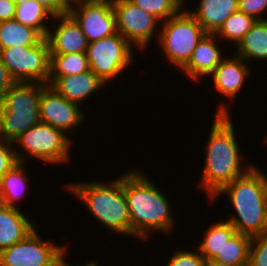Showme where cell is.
Returning a JSON list of instances; mask_svg holds the SVG:
<instances>
[{
  "mask_svg": "<svg viewBox=\"0 0 267 266\" xmlns=\"http://www.w3.org/2000/svg\"><path fill=\"white\" fill-rule=\"evenodd\" d=\"M161 31L159 39L166 57L180 68L188 63L193 50L207 34L191 11L167 19Z\"/></svg>",
  "mask_w": 267,
  "mask_h": 266,
  "instance_id": "obj_6",
  "label": "cell"
},
{
  "mask_svg": "<svg viewBox=\"0 0 267 266\" xmlns=\"http://www.w3.org/2000/svg\"><path fill=\"white\" fill-rule=\"evenodd\" d=\"M88 70L86 53L50 54L49 77L71 76Z\"/></svg>",
  "mask_w": 267,
  "mask_h": 266,
  "instance_id": "obj_26",
  "label": "cell"
},
{
  "mask_svg": "<svg viewBox=\"0 0 267 266\" xmlns=\"http://www.w3.org/2000/svg\"><path fill=\"white\" fill-rule=\"evenodd\" d=\"M235 232L236 229L229 221L212 225L204 234L205 239L199 247L205 261L213 260Z\"/></svg>",
  "mask_w": 267,
  "mask_h": 266,
  "instance_id": "obj_25",
  "label": "cell"
},
{
  "mask_svg": "<svg viewBox=\"0 0 267 266\" xmlns=\"http://www.w3.org/2000/svg\"><path fill=\"white\" fill-rule=\"evenodd\" d=\"M266 8L267 0H238V10L256 20H262L259 14L264 12Z\"/></svg>",
  "mask_w": 267,
  "mask_h": 266,
  "instance_id": "obj_32",
  "label": "cell"
},
{
  "mask_svg": "<svg viewBox=\"0 0 267 266\" xmlns=\"http://www.w3.org/2000/svg\"><path fill=\"white\" fill-rule=\"evenodd\" d=\"M90 70L104 83L116 77L132 61L131 44L118 32L88 44Z\"/></svg>",
  "mask_w": 267,
  "mask_h": 266,
  "instance_id": "obj_8",
  "label": "cell"
},
{
  "mask_svg": "<svg viewBox=\"0 0 267 266\" xmlns=\"http://www.w3.org/2000/svg\"><path fill=\"white\" fill-rule=\"evenodd\" d=\"M46 17H54L36 0H20L16 4L14 19L30 28L35 29L43 38L47 36L49 28L42 22Z\"/></svg>",
  "mask_w": 267,
  "mask_h": 266,
  "instance_id": "obj_22",
  "label": "cell"
},
{
  "mask_svg": "<svg viewBox=\"0 0 267 266\" xmlns=\"http://www.w3.org/2000/svg\"><path fill=\"white\" fill-rule=\"evenodd\" d=\"M221 193H228L238 214L226 219L237 232L251 237L267 232V175L254 166L221 188L211 201Z\"/></svg>",
  "mask_w": 267,
  "mask_h": 266,
  "instance_id": "obj_2",
  "label": "cell"
},
{
  "mask_svg": "<svg viewBox=\"0 0 267 266\" xmlns=\"http://www.w3.org/2000/svg\"><path fill=\"white\" fill-rule=\"evenodd\" d=\"M248 266H267V232L252 237Z\"/></svg>",
  "mask_w": 267,
  "mask_h": 266,
  "instance_id": "obj_29",
  "label": "cell"
},
{
  "mask_svg": "<svg viewBox=\"0 0 267 266\" xmlns=\"http://www.w3.org/2000/svg\"><path fill=\"white\" fill-rule=\"evenodd\" d=\"M61 266H69V265L67 264V262L65 263V260L63 259ZM83 266H97V264L94 262H89L88 264H85Z\"/></svg>",
  "mask_w": 267,
  "mask_h": 266,
  "instance_id": "obj_37",
  "label": "cell"
},
{
  "mask_svg": "<svg viewBox=\"0 0 267 266\" xmlns=\"http://www.w3.org/2000/svg\"><path fill=\"white\" fill-rule=\"evenodd\" d=\"M167 266H205V259L199 253L178 250Z\"/></svg>",
  "mask_w": 267,
  "mask_h": 266,
  "instance_id": "obj_31",
  "label": "cell"
},
{
  "mask_svg": "<svg viewBox=\"0 0 267 266\" xmlns=\"http://www.w3.org/2000/svg\"><path fill=\"white\" fill-rule=\"evenodd\" d=\"M45 7L53 16L66 14L69 3L66 0H36Z\"/></svg>",
  "mask_w": 267,
  "mask_h": 266,
  "instance_id": "obj_33",
  "label": "cell"
},
{
  "mask_svg": "<svg viewBox=\"0 0 267 266\" xmlns=\"http://www.w3.org/2000/svg\"><path fill=\"white\" fill-rule=\"evenodd\" d=\"M256 19L250 15H246L241 11L232 13L215 33L224 38L233 40L236 45L246 35V33L252 28Z\"/></svg>",
  "mask_w": 267,
  "mask_h": 266,
  "instance_id": "obj_27",
  "label": "cell"
},
{
  "mask_svg": "<svg viewBox=\"0 0 267 266\" xmlns=\"http://www.w3.org/2000/svg\"><path fill=\"white\" fill-rule=\"evenodd\" d=\"M123 189L130 215V234L147 239L148 229L168 230L173 219L168 199L140 173L123 175Z\"/></svg>",
  "mask_w": 267,
  "mask_h": 266,
  "instance_id": "obj_3",
  "label": "cell"
},
{
  "mask_svg": "<svg viewBox=\"0 0 267 266\" xmlns=\"http://www.w3.org/2000/svg\"><path fill=\"white\" fill-rule=\"evenodd\" d=\"M73 3L81 5L80 11L69 3L68 12L79 23L88 43L117 32L116 16L111 2L75 0Z\"/></svg>",
  "mask_w": 267,
  "mask_h": 266,
  "instance_id": "obj_12",
  "label": "cell"
},
{
  "mask_svg": "<svg viewBox=\"0 0 267 266\" xmlns=\"http://www.w3.org/2000/svg\"><path fill=\"white\" fill-rule=\"evenodd\" d=\"M205 266H233V265H229V264L222 263L219 261L210 260V261H205Z\"/></svg>",
  "mask_w": 267,
  "mask_h": 266,
  "instance_id": "obj_36",
  "label": "cell"
},
{
  "mask_svg": "<svg viewBox=\"0 0 267 266\" xmlns=\"http://www.w3.org/2000/svg\"><path fill=\"white\" fill-rule=\"evenodd\" d=\"M104 82L91 70L62 77H49L48 85L67 100L80 103L104 86Z\"/></svg>",
  "mask_w": 267,
  "mask_h": 266,
  "instance_id": "obj_15",
  "label": "cell"
},
{
  "mask_svg": "<svg viewBox=\"0 0 267 266\" xmlns=\"http://www.w3.org/2000/svg\"><path fill=\"white\" fill-rule=\"evenodd\" d=\"M237 46V56L245 60L248 58L267 60V19L256 20Z\"/></svg>",
  "mask_w": 267,
  "mask_h": 266,
  "instance_id": "obj_20",
  "label": "cell"
},
{
  "mask_svg": "<svg viewBox=\"0 0 267 266\" xmlns=\"http://www.w3.org/2000/svg\"><path fill=\"white\" fill-rule=\"evenodd\" d=\"M34 230L19 208L0 204V251L23 241Z\"/></svg>",
  "mask_w": 267,
  "mask_h": 266,
  "instance_id": "obj_17",
  "label": "cell"
},
{
  "mask_svg": "<svg viewBox=\"0 0 267 266\" xmlns=\"http://www.w3.org/2000/svg\"><path fill=\"white\" fill-rule=\"evenodd\" d=\"M222 104L216 112L207 146L205 168L201 181L202 187L212 198L221 188L235 178L246 174L253 166L241 171L240 154L234 136L230 114Z\"/></svg>",
  "mask_w": 267,
  "mask_h": 266,
  "instance_id": "obj_1",
  "label": "cell"
},
{
  "mask_svg": "<svg viewBox=\"0 0 267 266\" xmlns=\"http://www.w3.org/2000/svg\"><path fill=\"white\" fill-rule=\"evenodd\" d=\"M0 58L15 83L48 84L50 52L46 38L33 46L1 49Z\"/></svg>",
  "mask_w": 267,
  "mask_h": 266,
  "instance_id": "obj_7",
  "label": "cell"
},
{
  "mask_svg": "<svg viewBox=\"0 0 267 266\" xmlns=\"http://www.w3.org/2000/svg\"><path fill=\"white\" fill-rule=\"evenodd\" d=\"M251 240V236L236 231L213 260L233 266H248Z\"/></svg>",
  "mask_w": 267,
  "mask_h": 266,
  "instance_id": "obj_23",
  "label": "cell"
},
{
  "mask_svg": "<svg viewBox=\"0 0 267 266\" xmlns=\"http://www.w3.org/2000/svg\"><path fill=\"white\" fill-rule=\"evenodd\" d=\"M136 6L160 19H169L180 12L183 0H130Z\"/></svg>",
  "mask_w": 267,
  "mask_h": 266,
  "instance_id": "obj_28",
  "label": "cell"
},
{
  "mask_svg": "<svg viewBox=\"0 0 267 266\" xmlns=\"http://www.w3.org/2000/svg\"><path fill=\"white\" fill-rule=\"evenodd\" d=\"M2 121H3V114H2V107L0 106V131L2 128Z\"/></svg>",
  "mask_w": 267,
  "mask_h": 266,
  "instance_id": "obj_38",
  "label": "cell"
},
{
  "mask_svg": "<svg viewBox=\"0 0 267 266\" xmlns=\"http://www.w3.org/2000/svg\"><path fill=\"white\" fill-rule=\"evenodd\" d=\"M40 120L63 132L76 126L83 119L77 103L67 100L52 87L41 90L39 101Z\"/></svg>",
  "mask_w": 267,
  "mask_h": 266,
  "instance_id": "obj_13",
  "label": "cell"
},
{
  "mask_svg": "<svg viewBox=\"0 0 267 266\" xmlns=\"http://www.w3.org/2000/svg\"><path fill=\"white\" fill-rule=\"evenodd\" d=\"M11 2H13L14 4H18V2L20 1V0H10Z\"/></svg>",
  "mask_w": 267,
  "mask_h": 266,
  "instance_id": "obj_40",
  "label": "cell"
},
{
  "mask_svg": "<svg viewBox=\"0 0 267 266\" xmlns=\"http://www.w3.org/2000/svg\"><path fill=\"white\" fill-rule=\"evenodd\" d=\"M61 19L55 31L50 30L45 37L50 54L86 53L88 41L79 23L67 12L54 19Z\"/></svg>",
  "mask_w": 267,
  "mask_h": 266,
  "instance_id": "obj_14",
  "label": "cell"
},
{
  "mask_svg": "<svg viewBox=\"0 0 267 266\" xmlns=\"http://www.w3.org/2000/svg\"><path fill=\"white\" fill-rule=\"evenodd\" d=\"M42 38L35 29L15 19L0 22V50L13 46H33Z\"/></svg>",
  "mask_w": 267,
  "mask_h": 266,
  "instance_id": "obj_21",
  "label": "cell"
},
{
  "mask_svg": "<svg viewBox=\"0 0 267 266\" xmlns=\"http://www.w3.org/2000/svg\"><path fill=\"white\" fill-rule=\"evenodd\" d=\"M62 130L39 122L24 132L17 140L31 156L50 163L68 159L70 140Z\"/></svg>",
  "mask_w": 267,
  "mask_h": 266,
  "instance_id": "obj_10",
  "label": "cell"
},
{
  "mask_svg": "<svg viewBox=\"0 0 267 266\" xmlns=\"http://www.w3.org/2000/svg\"><path fill=\"white\" fill-rule=\"evenodd\" d=\"M244 59L236 55L234 59H222L220 64L210 74L213 77L214 86L217 91L234 98L240 91L243 82L250 74V68L242 62Z\"/></svg>",
  "mask_w": 267,
  "mask_h": 266,
  "instance_id": "obj_16",
  "label": "cell"
},
{
  "mask_svg": "<svg viewBox=\"0 0 267 266\" xmlns=\"http://www.w3.org/2000/svg\"><path fill=\"white\" fill-rule=\"evenodd\" d=\"M116 16V30L130 44L139 48L147 46L159 19L136 6L130 0L112 2Z\"/></svg>",
  "mask_w": 267,
  "mask_h": 266,
  "instance_id": "obj_11",
  "label": "cell"
},
{
  "mask_svg": "<svg viewBox=\"0 0 267 266\" xmlns=\"http://www.w3.org/2000/svg\"><path fill=\"white\" fill-rule=\"evenodd\" d=\"M23 162L16 163L3 177L0 182V204L15 207L14 200L22 197L26 188L27 176Z\"/></svg>",
  "mask_w": 267,
  "mask_h": 266,
  "instance_id": "obj_24",
  "label": "cell"
},
{
  "mask_svg": "<svg viewBox=\"0 0 267 266\" xmlns=\"http://www.w3.org/2000/svg\"><path fill=\"white\" fill-rule=\"evenodd\" d=\"M213 38L214 34L207 33L193 50L188 63L182 68L196 80L200 78L199 76L210 75L223 59Z\"/></svg>",
  "mask_w": 267,
  "mask_h": 266,
  "instance_id": "obj_18",
  "label": "cell"
},
{
  "mask_svg": "<svg viewBox=\"0 0 267 266\" xmlns=\"http://www.w3.org/2000/svg\"><path fill=\"white\" fill-rule=\"evenodd\" d=\"M11 142L0 138V182L2 177L18 162H25L22 154H18L10 146Z\"/></svg>",
  "mask_w": 267,
  "mask_h": 266,
  "instance_id": "obj_30",
  "label": "cell"
},
{
  "mask_svg": "<svg viewBox=\"0 0 267 266\" xmlns=\"http://www.w3.org/2000/svg\"><path fill=\"white\" fill-rule=\"evenodd\" d=\"M16 4L10 0H0V22L14 19Z\"/></svg>",
  "mask_w": 267,
  "mask_h": 266,
  "instance_id": "obj_35",
  "label": "cell"
},
{
  "mask_svg": "<svg viewBox=\"0 0 267 266\" xmlns=\"http://www.w3.org/2000/svg\"><path fill=\"white\" fill-rule=\"evenodd\" d=\"M47 84L15 83L0 103L3 121L0 138L14 143L24 132L41 122L39 101Z\"/></svg>",
  "mask_w": 267,
  "mask_h": 266,
  "instance_id": "obj_5",
  "label": "cell"
},
{
  "mask_svg": "<svg viewBox=\"0 0 267 266\" xmlns=\"http://www.w3.org/2000/svg\"><path fill=\"white\" fill-rule=\"evenodd\" d=\"M15 84V81L10 76L7 67L3 64L0 58V103L2 102L5 92Z\"/></svg>",
  "mask_w": 267,
  "mask_h": 266,
  "instance_id": "obj_34",
  "label": "cell"
},
{
  "mask_svg": "<svg viewBox=\"0 0 267 266\" xmlns=\"http://www.w3.org/2000/svg\"><path fill=\"white\" fill-rule=\"evenodd\" d=\"M36 232L0 251V266H61L65 249L43 241Z\"/></svg>",
  "mask_w": 267,
  "mask_h": 266,
  "instance_id": "obj_9",
  "label": "cell"
},
{
  "mask_svg": "<svg viewBox=\"0 0 267 266\" xmlns=\"http://www.w3.org/2000/svg\"><path fill=\"white\" fill-rule=\"evenodd\" d=\"M199 7L191 14L207 33L215 34L224 21L238 11V0H201Z\"/></svg>",
  "mask_w": 267,
  "mask_h": 266,
  "instance_id": "obj_19",
  "label": "cell"
},
{
  "mask_svg": "<svg viewBox=\"0 0 267 266\" xmlns=\"http://www.w3.org/2000/svg\"><path fill=\"white\" fill-rule=\"evenodd\" d=\"M84 1H97V2H115L116 0H84Z\"/></svg>",
  "mask_w": 267,
  "mask_h": 266,
  "instance_id": "obj_39",
  "label": "cell"
},
{
  "mask_svg": "<svg viewBox=\"0 0 267 266\" xmlns=\"http://www.w3.org/2000/svg\"><path fill=\"white\" fill-rule=\"evenodd\" d=\"M93 215L116 233L130 234V215L123 189V177L106 184L67 185Z\"/></svg>",
  "mask_w": 267,
  "mask_h": 266,
  "instance_id": "obj_4",
  "label": "cell"
}]
</instances>
